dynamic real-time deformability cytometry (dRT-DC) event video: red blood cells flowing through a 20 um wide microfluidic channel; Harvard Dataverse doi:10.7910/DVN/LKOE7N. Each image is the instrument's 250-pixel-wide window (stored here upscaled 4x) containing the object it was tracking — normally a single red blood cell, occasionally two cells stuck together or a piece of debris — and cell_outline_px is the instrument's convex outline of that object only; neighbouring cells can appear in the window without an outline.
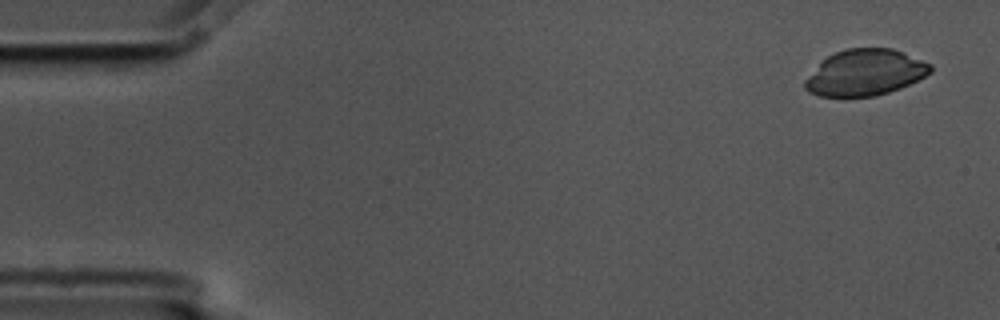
{"species": "common noctule bat (a hibernating species)", "species_latin": "Nyctalus noctula", "temperature_condition": "cold", "stored_images_in_passage": 7, "camera_frame_rate_fps": 3000, "um_per_image_px": 0.085, "animal": {"sex": "male", "body_mass_g": 17.5, "forearm_length_mm": 52.3}, "frame": {"image": 1, "passage_image": 1, "time_ms": 0.0, "image_size_px": [1000, 320], "cell_outline_px": [[932, 72], [900, 88], [876, 96], [820, 96], [808, 92], [804, 88], [804, 80], [828, 56], [836, 52], [848, 48], [892, 48], [932, 64]], "centroid_in_image_um": [73.54, 6.17], "position_along_channel_um": 11.5, "area_um2": 33.35}}